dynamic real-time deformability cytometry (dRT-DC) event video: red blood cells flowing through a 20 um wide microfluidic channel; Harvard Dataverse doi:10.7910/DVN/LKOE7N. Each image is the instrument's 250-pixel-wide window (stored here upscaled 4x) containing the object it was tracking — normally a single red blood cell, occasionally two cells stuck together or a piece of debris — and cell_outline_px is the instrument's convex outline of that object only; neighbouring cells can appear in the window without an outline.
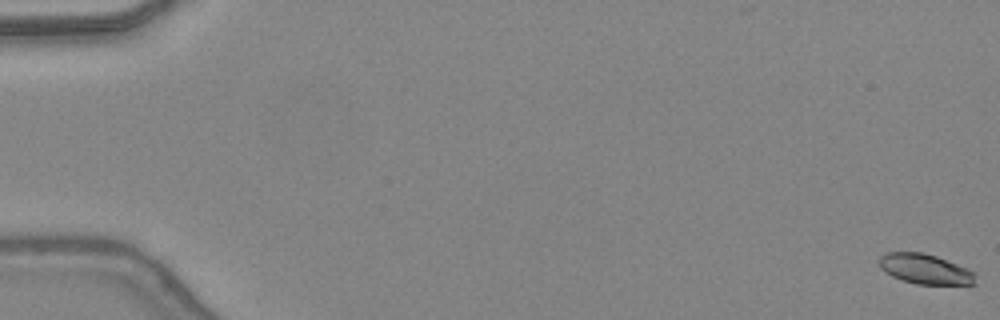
{"species": "common noctule bat (a hibernating species)", "species_latin": "Nyctalus noctula", "temperature_condition": "warm", "stored_images_in_passage": 50, "camera_frame_rate_fps": 3000, "um_per_image_px": 0.085, "animal": {"sex": "female", "body_mass_g": 24.6, "forearm_length_mm": 56.2}, "frame": {"image": 1, "passage_image": 1, "time_ms": 0.0, "image_size_px": [1000, 320], "cell_outline_px": [[976, 284], [916, 284], [900, 280], [884, 272], [880, 268], [880, 256], [884, 252], [924, 252], [936, 256], [968, 268], [976, 272]], "centroid_in_image_um": [78.64, 22.86], "position_along_channel_um": 6.4, "area_um2": 17.05}}
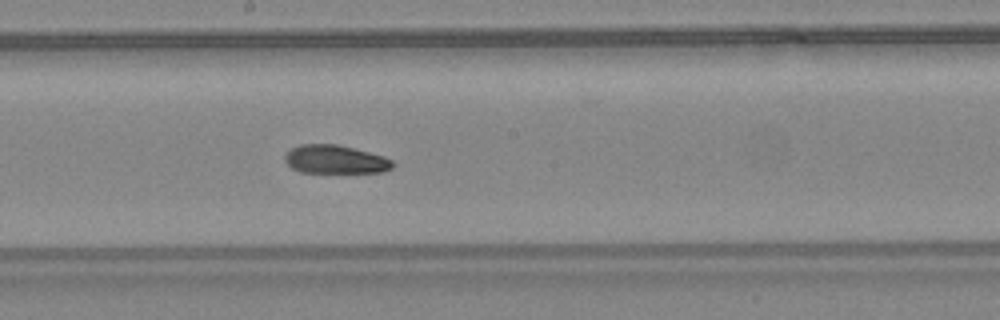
{"frame": {"image": 2, "passage_image": 28, "time_ms": 9.0, "image_size_px": [1000, 320], "cell_outline_px": [[396, 164], [392, 168], [384, 172], [300, 172], [292, 168], [284, 160], [284, 156], [292, 148], [300, 144], [336, 144], [384, 156], [392, 160]], "centroid_in_image_um": [28.51, 13.55], "position_along_channel_um": 219.7, "area_um2": 17.8}}
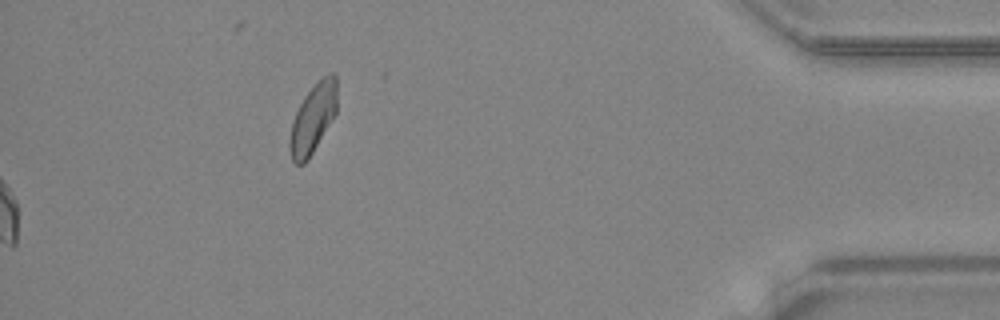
{"frame": {"image": 3, "passage_image": 50, "time_ms": 16.333, "image_size_px": [1000, 320], "cell_outline_px": [[336, 112], [308, 160], [304, 164], [296, 164], [292, 160], [288, 148], [288, 140], [292, 120], [304, 96], [328, 72], [332, 72], [336, 76]], "centroid_in_image_um": [26.57, 10.1], "position_along_channel_um": 408.6, "area_um2": 18.9}, "authors_computed_cell_mechanics": {"area_um2": 18.7561, "velocity_mm_per_s": 4.3969, "shape_relaxation_time_tau1_ms": 4.0649, "shape_relaxation_time_tau2_ms": 2.6078, "deformation_change_tau1": 0.176, "deformation_change_tau2": 0.0879}}